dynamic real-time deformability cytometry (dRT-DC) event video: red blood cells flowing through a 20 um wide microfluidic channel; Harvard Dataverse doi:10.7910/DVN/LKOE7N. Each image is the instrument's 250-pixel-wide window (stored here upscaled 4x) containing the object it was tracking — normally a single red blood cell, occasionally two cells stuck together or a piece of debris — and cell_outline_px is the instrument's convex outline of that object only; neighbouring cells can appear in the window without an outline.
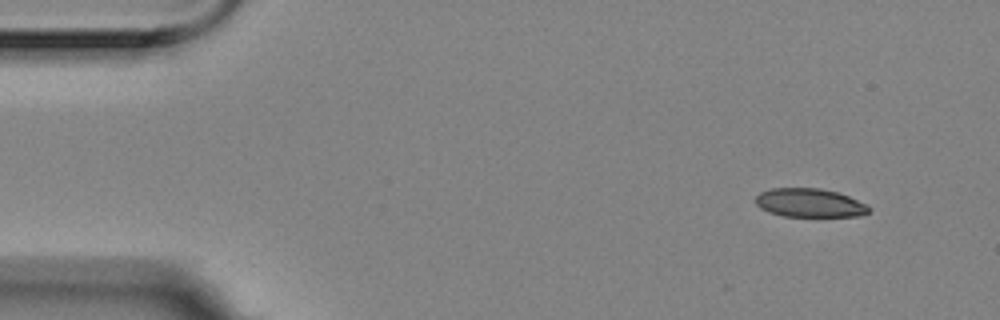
{"species": "Egyptian fruit bat (a non-hibernating species)", "species_latin": "Rousettus aegyptiacus", "temperature_condition": "room temperature", "stored_images_in_passage": 4, "camera_frame_rate_fps": 3000, "um_per_image_px": 0.085, "animal": {"sex": "female"}, "frame": {"image": 1, "passage_image": 1, "time_ms": 0.0, "image_size_px": [1000, 320], "cell_outline_px": [[868, 212], [860, 216], [784, 216], [768, 212], [760, 208], [756, 204], [756, 196], [760, 192], [772, 188], [820, 188], [836, 192], [848, 196], [868, 204]], "centroid_in_image_um": [68.8, 17.24], "position_along_channel_um": 16.2, "area_um2": 18.84}}
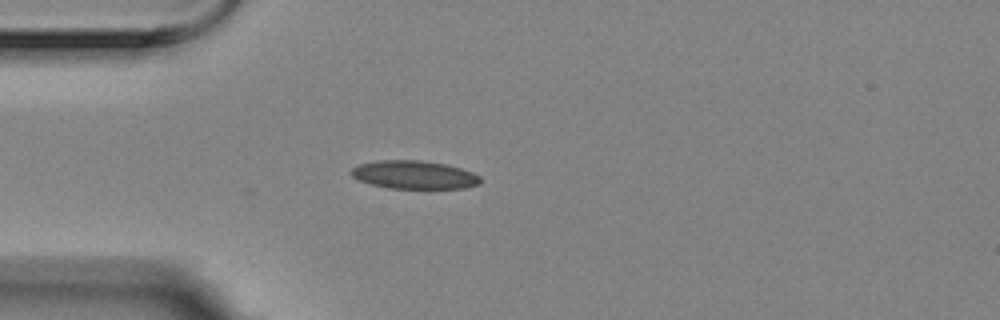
{"frame": {"image": 2, "passage_image": 3, "time_ms": 0.667, "image_size_px": [1000, 320], "cell_outline_px": [[480, 184], [468, 188], [388, 188], [372, 184], [360, 180], [352, 176], [348, 172], [352, 168], [360, 164], [376, 160], [420, 160], [444, 164], [460, 168], [472, 172], [480, 176]], "centroid_in_image_um": [35.2, 14.85], "position_along_channel_um": 49.8, "area_um2": 21.21}}